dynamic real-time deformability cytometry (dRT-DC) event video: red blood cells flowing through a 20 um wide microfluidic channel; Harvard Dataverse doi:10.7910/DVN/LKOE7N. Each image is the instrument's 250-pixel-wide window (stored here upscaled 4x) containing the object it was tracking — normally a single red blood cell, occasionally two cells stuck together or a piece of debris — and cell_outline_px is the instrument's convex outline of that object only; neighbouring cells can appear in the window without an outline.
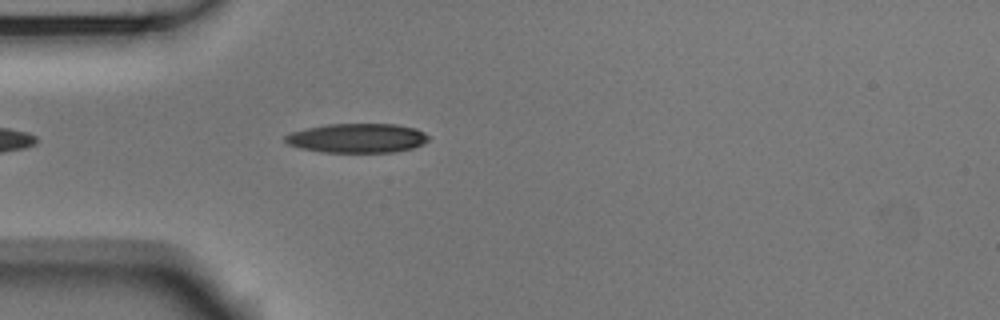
{"species": "Egyptian fruit bat (a non-hibernating species)", "species_latin": "Rousettus aegyptiacus", "temperature_condition": "room temperature", "stored_images_in_passage": 11, "camera_frame_rate_fps": 3000, "um_per_image_px": 0.085, "animal": {"sex": "male"}, "frame": {"image": 1, "passage_image": 4, "time_ms": 1.0, "image_size_px": [1000, 320], "cell_outline_px": [[428, 140], [412, 148], [396, 152], [324, 152], [300, 148], [288, 144], [284, 140], [284, 136], [292, 132], [308, 128], [328, 124], [396, 124], [416, 128], [424, 132], [428, 136]], "centroid_in_image_um": [30.37, 11.74], "position_along_channel_um": 54.6, "area_um2": 24.33}}
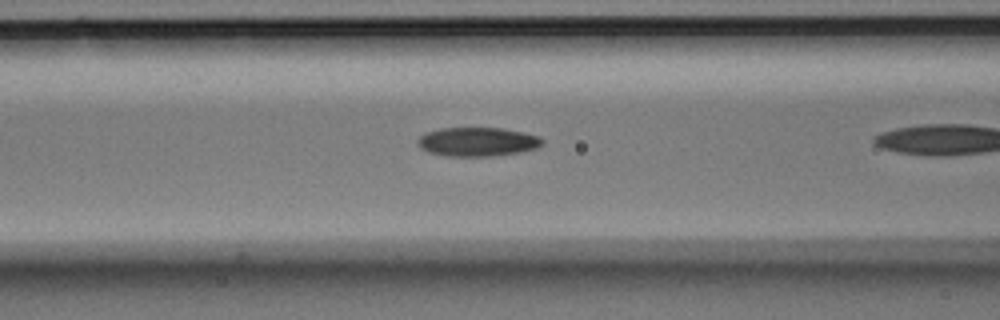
{"frame": {"image": 2, "passage_image": 7, "time_ms": 2.0, "image_size_px": [1000, 320], "cell_outline_px": [[544, 144], [536, 148], [520, 152], [492, 156], [444, 156], [428, 152], [420, 148], [416, 144], [416, 140], [420, 136], [428, 132], [444, 128], [504, 128], [524, 132], [540, 136], [544, 140]], "centroid_in_image_um": [40.6, 12.05], "position_along_channel_um": 126.0, "area_um2": 21.21}}
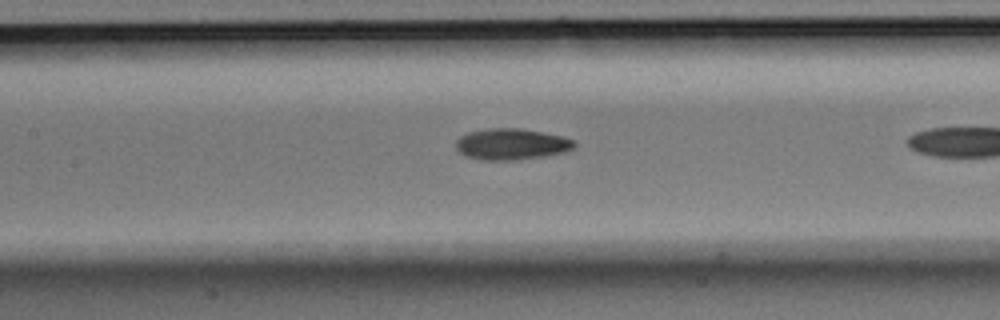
{"frame": {"image": 3, "passage_image": 10, "time_ms": 3.0, "image_size_px": [1000, 320], "cell_outline_px": [[576, 148], [564, 152], [544, 156], [520, 160], [480, 160], [464, 156], [456, 148], [456, 140], [460, 136], [468, 132], [488, 128], [520, 128], [560, 136], [576, 140]], "centroid_in_image_um": [43.47, 12.26], "position_along_channel_um": 163.9, "area_um2": 21.73}}